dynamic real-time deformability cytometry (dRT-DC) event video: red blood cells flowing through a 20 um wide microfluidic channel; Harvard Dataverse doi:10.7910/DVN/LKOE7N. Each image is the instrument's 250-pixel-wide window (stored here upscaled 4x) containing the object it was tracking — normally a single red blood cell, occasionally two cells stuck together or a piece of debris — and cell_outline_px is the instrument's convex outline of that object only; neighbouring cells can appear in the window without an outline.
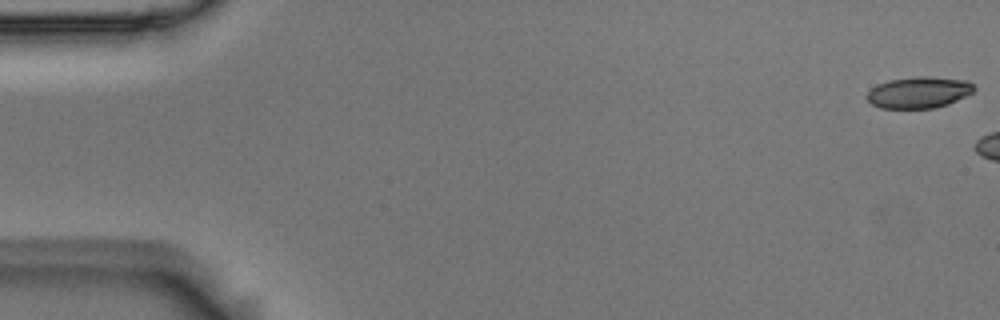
{"species": "Egyptian fruit bat (a non-hibernating species)", "species_latin": "Rousettus aegyptiacus", "temperature_condition": "room temperature", "stored_images_in_passage": 6, "camera_frame_rate_fps": 3000, "um_per_image_px": 0.085, "animal": {"sex": "male"}, "frame": {"image": 1, "passage_image": 1, "time_ms": 0.0, "image_size_px": [1000, 320], "cell_outline_px": [[976, 88], [972, 92], [948, 104], [936, 108], [880, 108], [872, 104], [864, 96], [876, 84], [888, 80], [916, 76], [928, 76], [968, 80]], "centroid_in_image_um": [78.07, 7.84], "position_along_channel_um": 6.9, "area_um2": 19.71}}